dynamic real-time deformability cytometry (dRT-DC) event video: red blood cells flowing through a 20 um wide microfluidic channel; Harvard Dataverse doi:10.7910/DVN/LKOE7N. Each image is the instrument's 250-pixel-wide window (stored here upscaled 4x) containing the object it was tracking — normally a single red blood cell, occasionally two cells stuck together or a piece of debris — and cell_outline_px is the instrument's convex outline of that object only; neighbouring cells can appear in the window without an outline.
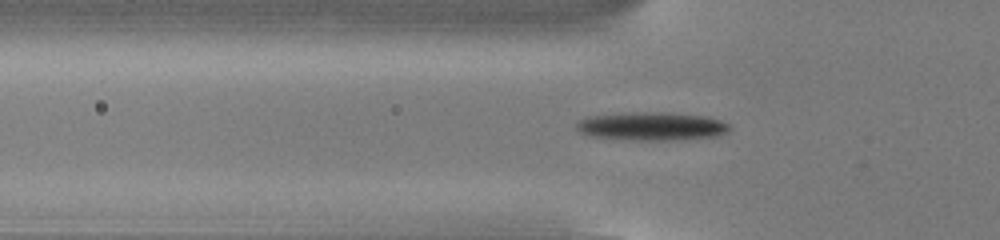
{"species": "common noctule bat (a hibernating species)", "species_latin": "Nyctalus noctula", "temperature_condition": "cold", "stored_images_in_passage": 54, "camera_frame_rate_fps": 3000, "um_per_image_px": 0.085, "animal": {"sex": "male", "body_mass_g": 13.0, "forearm_length_mm": 53.1}, "frame": {"image": 1, "passage_image": 18, "time_ms": 5.667, "image_size_px": [1000, 240], "cell_outline_px": [[732, 128], [728, 132], [716, 136], [672, 140], [636, 140], [592, 136], [580, 132], [576, 128], [576, 124], [580, 120], [588, 116], [632, 112], [664, 112], [708, 116], [720, 120], [728, 124]], "centroid_in_image_um": [55.43, 10.72], "position_along_channel_um": 70.4, "area_um2": 25.26}}
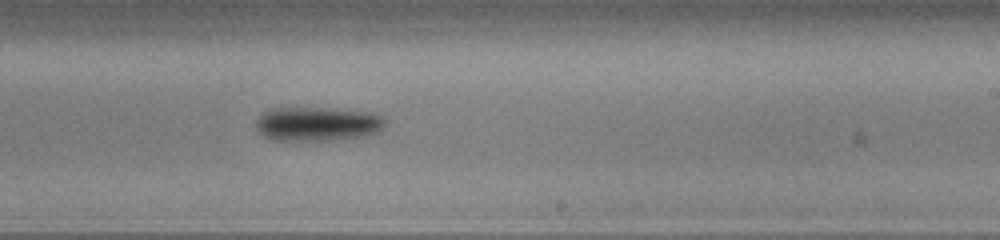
{"frame": {"image": 2, "passage_image": 33, "time_ms": 10.667, "image_size_px": [1000, 240], "cell_outline_px": [[384, 124], [380, 132], [364, 136], [324, 140], [272, 140], [264, 136], [256, 128], [256, 120], [264, 112], [272, 108], [328, 108], [368, 112], [380, 116], [384, 120]], "centroid_in_image_um": [26.95, 10.53], "position_along_channel_um": 262.0, "area_um2": 25.43}}
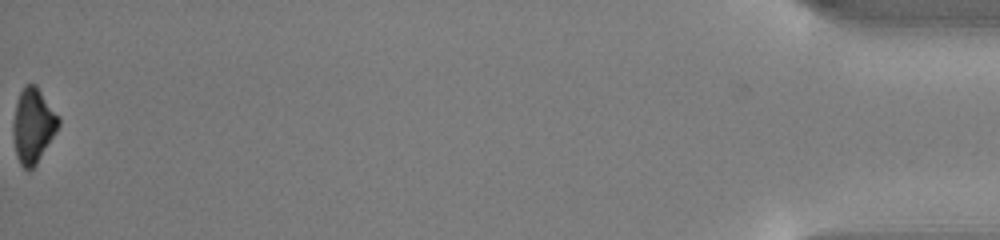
{"frame": {"image": 3, "passage_image": 54, "time_ms": 17.667, "image_size_px": [1000, 240], "cell_outline_px": [[60, 124], [56, 132], [36, 164], [28, 172], [20, 164], [16, 156], [12, 136], [12, 124], [16, 100], [24, 84], [36, 84], [60, 116]], "centroid_in_image_um": [2.8, 10.65], "position_along_channel_um": 432.4, "area_um2": 20.17}, "authors_computed_cell_mechanics": {"area_um2": 21.5883, "velocity_mm_per_s": 3.8495, "shape_relaxation_time_tau1_ms": 1.3763, "shape_relaxation_time_tau2_ms": null, "deformation_change_tau1": 0.1215, "deformation_change_tau2": null}}